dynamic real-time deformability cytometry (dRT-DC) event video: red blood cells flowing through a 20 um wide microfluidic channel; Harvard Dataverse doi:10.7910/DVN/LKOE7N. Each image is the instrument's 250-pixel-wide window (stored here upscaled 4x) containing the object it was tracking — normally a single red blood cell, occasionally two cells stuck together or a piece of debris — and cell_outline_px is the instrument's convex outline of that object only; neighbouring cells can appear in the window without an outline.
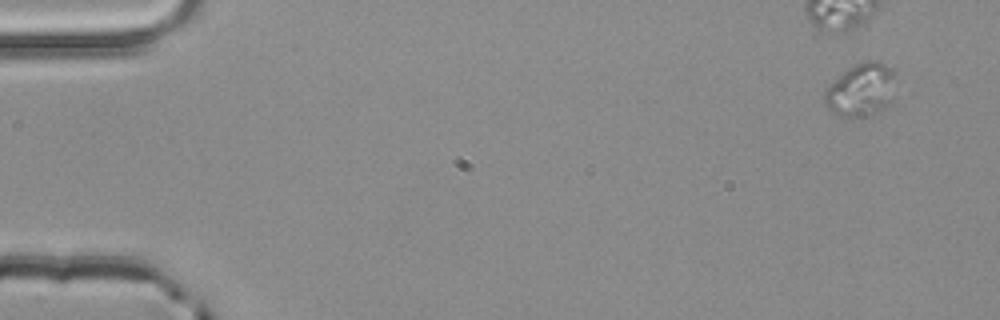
{"species": "common noctule bat (a hibernating species)", "species_latin": "Nyctalus noctula", "temperature_condition": "room temperature", "stored_images_in_passage": 3, "camera_frame_rate_fps": 3000, "um_per_image_px": 0.085, "animal": {"sex": "male", "body_mass_g": 20.4}, "frame": {"image": 1, "passage_image": 1, "time_ms": 0.0, "image_size_px": [1000, 320], "cell_outline_px": [[900, 80], [888, 104], [884, 108], [868, 116], [840, 116], [828, 108], [824, 104], [824, 92], [836, 76], [848, 68], [864, 60], [876, 60], [896, 68]], "centroid_in_image_um": [73.27, 7.57], "position_along_channel_um": 11.7, "area_um2": 22.72}}